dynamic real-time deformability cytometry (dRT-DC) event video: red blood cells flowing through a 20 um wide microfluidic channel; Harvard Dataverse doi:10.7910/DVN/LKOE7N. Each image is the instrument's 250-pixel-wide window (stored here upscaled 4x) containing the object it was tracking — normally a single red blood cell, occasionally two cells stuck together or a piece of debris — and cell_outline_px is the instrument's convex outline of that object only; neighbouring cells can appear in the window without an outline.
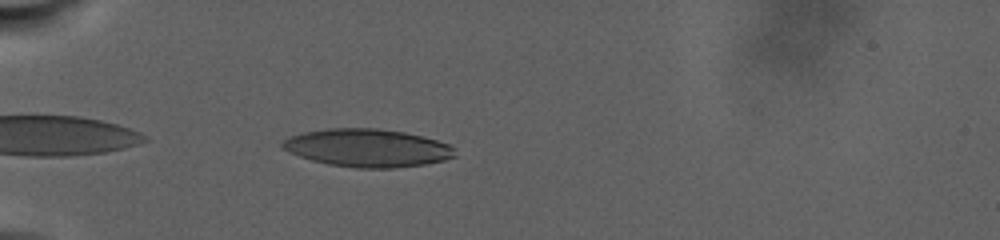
{"species": "human", "species_latin": "Homo sapiens", "temperature_condition": "warm", "stored_images_in_passage": 14, "camera_frame_rate_fps": 3000, "um_per_image_px": 0.085, "donor": {"sex": "male"}, "frame": {"image": 1, "passage_image": 9, "time_ms": 1.333, "image_size_px": [1000, 240], "cell_outline_px": [[456, 156], [444, 160], [424, 164], [396, 168], [356, 168], [328, 164], [312, 160], [288, 152], [280, 144], [284, 140], [292, 136], [304, 132], [328, 128], [376, 128], [404, 132], [436, 140], [448, 144], [456, 148]], "centroid_in_image_um": [31.25, 12.58], "position_along_channel_um": 53.7, "area_um2": 38.03}}